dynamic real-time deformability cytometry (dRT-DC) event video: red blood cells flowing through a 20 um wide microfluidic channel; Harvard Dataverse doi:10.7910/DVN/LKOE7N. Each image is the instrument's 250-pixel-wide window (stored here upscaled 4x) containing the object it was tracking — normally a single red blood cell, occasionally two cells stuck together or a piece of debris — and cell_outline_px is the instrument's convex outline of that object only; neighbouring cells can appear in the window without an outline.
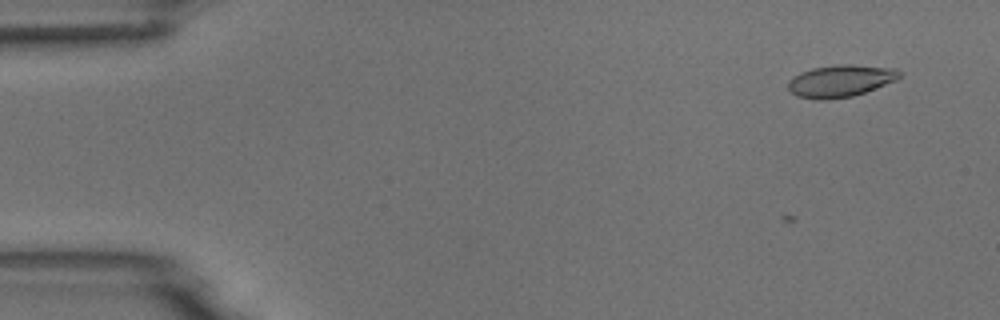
{"species": "common noctule bat (a hibernating species)", "species_latin": "Nyctalus noctula", "temperature_condition": "room temperature", "stored_images_in_passage": 4, "camera_frame_rate_fps": 3000, "um_per_image_px": 0.085, "animal": {"sex": "male", "body_mass_g": 18.8}, "frame": {"image": 1, "passage_image": 4, "time_ms": 1.0, "image_size_px": [1000, 320], "cell_outline_px": [[904, 72], [896, 80], [864, 92], [852, 96], [828, 100], [816, 100], [796, 96], [788, 88], [788, 80], [800, 72], [812, 68], [836, 64], [848, 64], [896, 68]], "centroid_in_image_um": [71.43, 6.87], "position_along_channel_um": 13.6, "area_um2": 20.98}}